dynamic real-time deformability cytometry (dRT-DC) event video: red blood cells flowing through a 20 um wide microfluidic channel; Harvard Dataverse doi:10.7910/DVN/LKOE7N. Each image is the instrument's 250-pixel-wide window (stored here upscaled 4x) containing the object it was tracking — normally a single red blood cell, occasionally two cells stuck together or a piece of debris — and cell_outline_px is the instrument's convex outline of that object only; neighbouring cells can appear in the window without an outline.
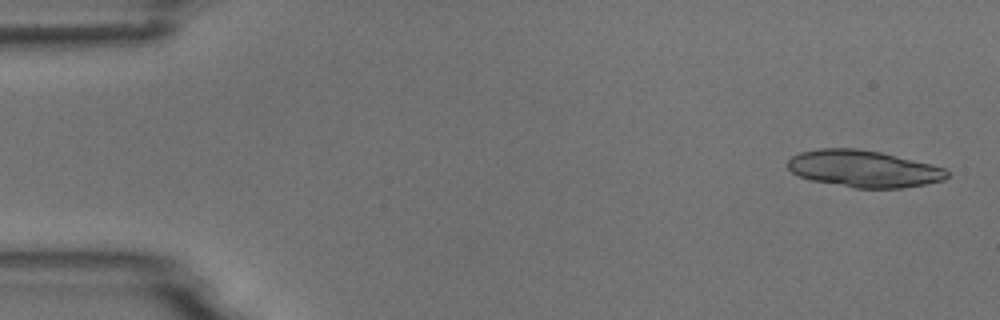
{"species": "common noctule bat (a hibernating species)", "species_latin": "Nyctalus noctula", "temperature_condition": "room temperature", "stored_images_in_passage": 5, "camera_frame_rate_fps": 3000, "um_per_image_px": 0.085, "animal": {"sex": "male", "body_mass_g": 18.8}, "frame": {"image": 1, "passage_image": 1, "time_ms": 0.0, "image_size_px": [1000, 320], "cell_outline_px": [[948, 176], [944, 180], [904, 188], [856, 188], [812, 180], [800, 176], [792, 172], [788, 168], [788, 160], [792, 156], [800, 152], [816, 148], [856, 148], [880, 152], [932, 164], [944, 168], [948, 172]], "centroid_in_image_um": [73.41, 14.34], "position_along_channel_um": 11.6, "area_um2": 34.16}}